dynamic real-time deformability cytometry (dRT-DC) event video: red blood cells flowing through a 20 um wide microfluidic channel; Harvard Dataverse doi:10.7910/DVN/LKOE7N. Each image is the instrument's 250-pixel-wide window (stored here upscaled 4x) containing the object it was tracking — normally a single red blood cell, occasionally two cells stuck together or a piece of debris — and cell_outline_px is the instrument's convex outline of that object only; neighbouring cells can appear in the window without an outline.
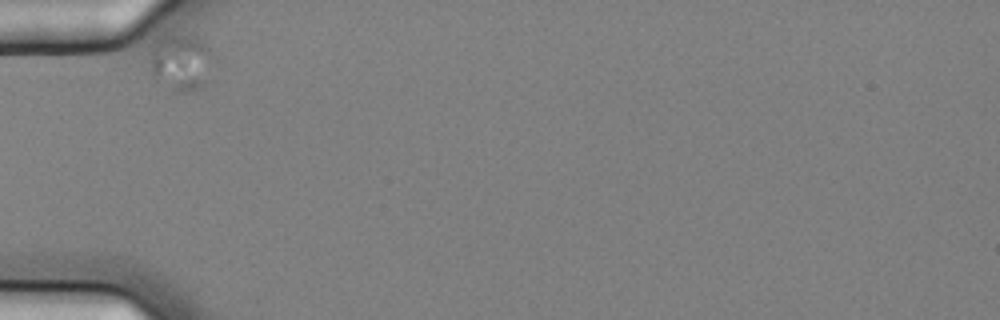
{"species": "common noctule bat (a hibernating species)", "species_latin": "Nyctalus noctula", "temperature_condition": "cold", "stored_images_in_passage": 34, "camera_frame_rate_fps": 3000, "um_per_image_px": 0.085, "animal": {"sex": "female", "body_mass_g": 25.1}, "frame": {"image": 1, "passage_image": 1, "time_ms": 0.0, "image_size_px": [1000, 320], "cell_outline_px": [[212, 52], [204, 88], [192, 92], [172, 92], [156, 80], [152, 76], [152, 52], [164, 40], [172, 36], [184, 36], [200, 40]], "centroid_in_image_um": [15.41, 5.44], "position_along_channel_um": 69.6, "area_um2": 19.65}}
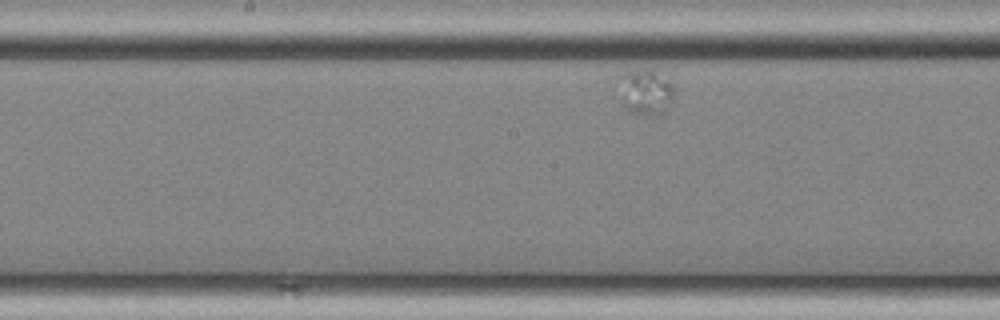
{"frame": {"image": 2, "passage_image": 15, "time_ms": 4.667, "image_size_px": [1000, 320], "cell_outline_px": [[672, 100], [656, 116], [632, 112], [620, 104], [608, 84], [616, 76], [624, 72], [644, 68], [656, 72], [672, 84]], "centroid_in_image_um": [54.59, 7.76], "position_along_channel_um": 193.6, "area_um2": 15.66}}
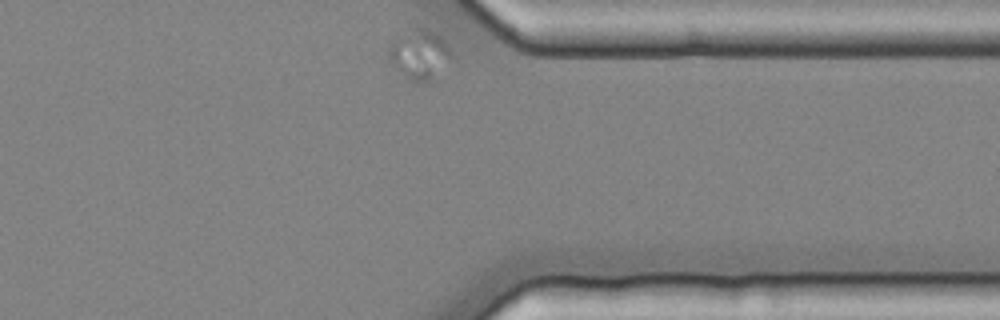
{"frame": {"image": 3, "passage_image": 34, "time_ms": 11.0, "image_size_px": [1000, 320], "cell_outline_px": [[456, 60], [432, 84], [416, 84], [404, 80], [388, 60], [388, 48], [392, 40], [416, 28], [428, 28], [436, 32], [448, 40], [456, 56]], "centroid_in_image_um": [35.79, 4.74], "position_along_channel_um": 375.6, "area_um2": 20.17}}